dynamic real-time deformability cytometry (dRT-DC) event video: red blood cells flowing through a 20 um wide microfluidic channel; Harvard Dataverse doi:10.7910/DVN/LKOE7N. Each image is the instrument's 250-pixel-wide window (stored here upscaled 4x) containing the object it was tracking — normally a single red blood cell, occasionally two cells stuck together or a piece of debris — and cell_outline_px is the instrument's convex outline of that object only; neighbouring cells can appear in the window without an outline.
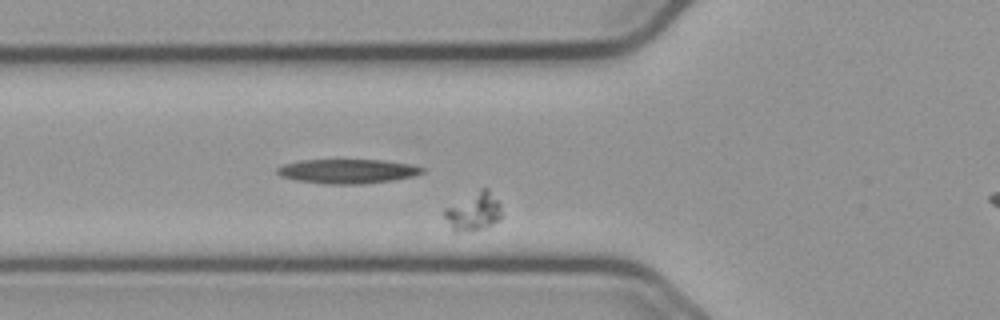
{"species": "common noctule bat (a hibernating species)", "species_latin": "Nyctalus noctula", "temperature_condition": "cold", "stored_images_in_passage": 41, "camera_frame_rate_fps": 3000, "um_per_image_px": 0.085, "animal": {"sex": "male", "body_mass_g": 23.1, "forearm_length_mm": 52.7}, "frame": {"image": 1, "passage_image": 12, "time_ms": 3.667, "image_size_px": [1000, 320], "cell_outline_px": [[504, 216], [500, 220], [484, 228], [460, 232], [452, 232], [444, 216], [444, 208], [480, 188], [488, 188], [500, 204]], "centroid_in_image_um": [40.27, 17.99], "position_along_channel_um": 85.5, "area_um2": 13.01}}
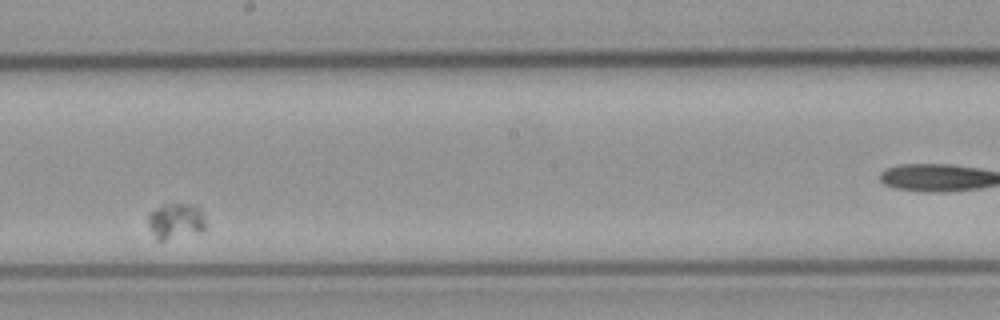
{"frame": {"image": 2, "passage_image": 26, "time_ms": 8.333, "image_size_px": [1000, 320], "cell_outline_px": [[208, 228], [204, 232], [164, 240], [156, 240], [148, 224], [148, 216], [156, 208], [164, 204], [196, 204], [200, 208]], "centroid_in_image_um": [15.0, 18.8], "position_along_channel_um": 233.2, "area_um2": 12.25}}
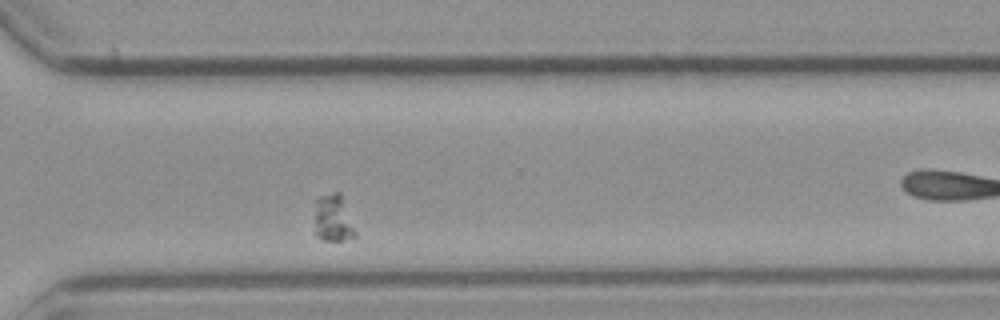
{"frame": {"image": 3, "passage_image": 36, "time_ms": 11.667, "image_size_px": [1000, 320], "cell_outline_px": [[356, 236], [340, 240], [324, 240], [316, 236], [316, 200], [320, 196], [332, 192], [340, 192], [356, 232]], "centroid_in_image_um": [28.32, 18.55], "position_along_channel_um": 342.3, "area_um2": 10.87}}